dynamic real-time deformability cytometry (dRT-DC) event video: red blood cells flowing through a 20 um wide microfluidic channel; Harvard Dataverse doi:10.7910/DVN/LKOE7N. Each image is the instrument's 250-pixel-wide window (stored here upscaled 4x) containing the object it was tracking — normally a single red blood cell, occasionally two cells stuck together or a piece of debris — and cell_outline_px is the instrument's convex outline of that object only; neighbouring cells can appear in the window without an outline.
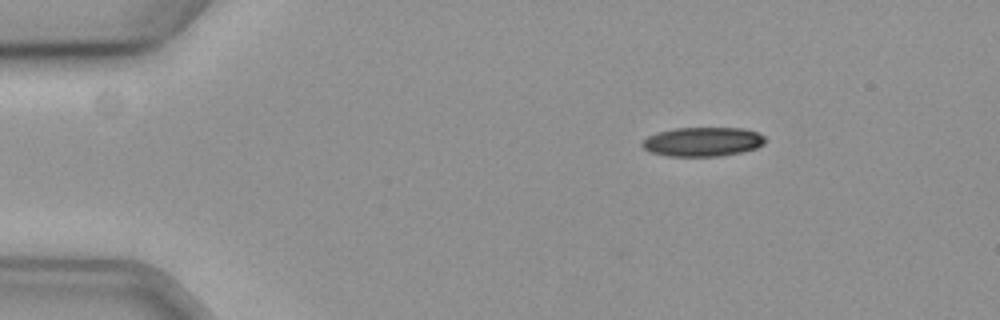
{"species": "common noctule bat (a hibernating species)", "species_latin": "Nyctalus noctula", "temperature_condition": "cold", "stored_images_in_passage": 50, "camera_frame_rate_fps": 3000, "um_per_image_px": 0.085, "animal": {"sex": "female", "body_mass_g": 19.3, "forearm_length_mm": 54.1}, "frame": {"image": 1, "passage_image": 1, "time_ms": 0.0, "image_size_px": [1000, 320], "cell_outline_px": [[768, 140], [764, 144], [756, 148], [740, 152], [720, 156], [668, 156], [652, 152], [644, 148], [640, 144], [648, 136], [656, 132], [676, 128], [744, 128], [760, 132]], "centroid_in_image_um": [59.77, 12.04], "position_along_channel_um": 25.2, "area_um2": 21.04}}
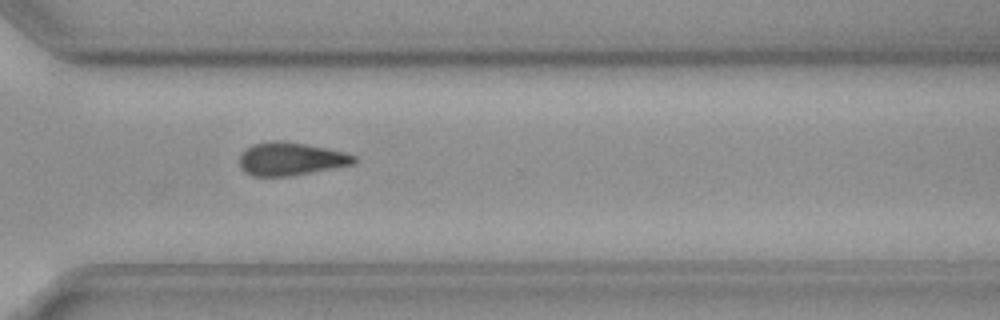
{"frame": {"image": 2, "passage_image": 34, "time_ms": 11.0, "image_size_px": [1000, 320], "cell_outline_px": [[356, 160], [352, 164], [292, 176], [252, 176], [244, 172], [240, 168], [240, 156], [244, 148], [252, 144], [272, 140], [284, 140], [344, 152], [356, 156]], "centroid_in_image_um": [24.64, 13.5], "position_along_channel_um": 346.0, "area_um2": 22.08}}
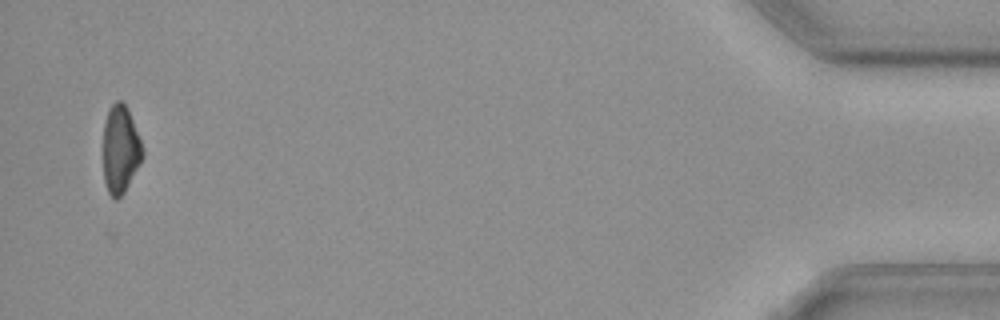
{"frame": {"image": 3, "passage_image": 48, "time_ms": 15.667, "image_size_px": [1000, 320], "cell_outline_px": [[144, 156], [140, 164], [124, 192], [116, 200], [112, 200], [108, 192], [104, 180], [104, 120], [112, 104], [116, 100], [120, 100], [128, 108], [140, 140], [144, 152]], "centroid_in_image_um": [10.24, 12.71], "position_along_channel_um": 425.0, "area_um2": 20.06}, "authors_computed_cell_mechanics": {"area_um2": 22.4264, "velocity_mm_per_s": 3.6206, "shape_relaxation_time_tau1_ms": 6.923, "shape_relaxation_time_tau2_ms": null, "deformation_change_tau1": 0.1402, "deformation_change_tau2": null}}